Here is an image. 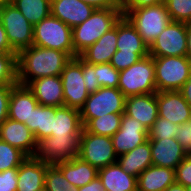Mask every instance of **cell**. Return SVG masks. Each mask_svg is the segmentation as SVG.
<instances>
[{
	"label": "cell",
	"mask_w": 191,
	"mask_h": 191,
	"mask_svg": "<svg viewBox=\"0 0 191 191\" xmlns=\"http://www.w3.org/2000/svg\"><path fill=\"white\" fill-rule=\"evenodd\" d=\"M63 176L75 187H81L98 177V169L80 157L55 164Z\"/></svg>",
	"instance_id": "cell-26"
},
{
	"label": "cell",
	"mask_w": 191,
	"mask_h": 191,
	"mask_svg": "<svg viewBox=\"0 0 191 191\" xmlns=\"http://www.w3.org/2000/svg\"><path fill=\"white\" fill-rule=\"evenodd\" d=\"M7 52H15V51L11 48L7 40L6 31L3 25L0 23V53H7Z\"/></svg>",
	"instance_id": "cell-47"
},
{
	"label": "cell",
	"mask_w": 191,
	"mask_h": 191,
	"mask_svg": "<svg viewBox=\"0 0 191 191\" xmlns=\"http://www.w3.org/2000/svg\"><path fill=\"white\" fill-rule=\"evenodd\" d=\"M54 106H42L38 104L30 116V122L27 124L33 132L36 142L50 137L53 130Z\"/></svg>",
	"instance_id": "cell-29"
},
{
	"label": "cell",
	"mask_w": 191,
	"mask_h": 191,
	"mask_svg": "<svg viewBox=\"0 0 191 191\" xmlns=\"http://www.w3.org/2000/svg\"><path fill=\"white\" fill-rule=\"evenodd\" d=\"M117 51V23L103 34L92 46L84 50L79 57L89 64L109 63Z\"/></svg>",
	"instance_id": "cell-23"
},
{
	"label": "cell",
	"mask_w": 191,
	"mask_h": 191,
	"mask_svg": "<svg viewBox=\"0 0 191 191\" xmlns=\"http://www.w3.org/2000/svg\"><path fill=\"white\" fill-rule=\"evenodd\" d=\"M186 57L191 61V23H187V51Z\"/></svg>",
	"instance_id": "cell-49"
},
{
	"label": "cell",
	"mask_w": 191,
	"mask_h": 191,
	"mask_svg": "<svg viewBox=\"0 0 191 191\" xmlns=\"http://www.w3.org/2000/svg\"><path fill=\"white\" fill-rule=\"evenodd\" d=\"M27 87L42 106H64L63 85L60 75L32 80Z\"/></svg>",
	"instance_id": "cell-17"
},
{
	"label": "cell",
	"mask_w": 191,
	"mask_h": 191,
	"mask_svg": "<svg viewBox=\"0 0 191 191\" xmlns=\"http://www.w3.org/2000/svg\"><path fill=\"white\" fill-rule=\"evenodd\" d=\"M45 188L48 191H78L55 165H49L46 169Z\"/></svg>",
	"instance_id": "cell-34"
},
{
	"label": "cell",
	"mask_w": 191,
	"mask_h": 191,
	"mask_svg": "<svg viewBox=\"0 0 191 191\" xmlns=\"http://www.w3.org/2000/svg\"><path fill=\"white\" fill-rule=\"evenodd\" d=\"M64 106L81 110L89 96L83 79V60L76 56L66 64L60 74Z\"/></svg>",
	"instance_id": "cell-10"
},
{
	"label": "cell",
	"mask_w": 191,
	"mask_h": 191,
	"mask_svg": "<svg viewBox=\"0 0 191 191\" xmlns=\"http://www.w3.org/2000/svg\"><path fill=\"white\" fill-rule=\"evenodd\" d=\"M165 191H186V187L175 182L174 184L170 185Z\"/></svg>",
	"instance_id": "cell-50"
},
{
	"label": "cell",
	"mask_w": 191,
	"mask_h": 191,
	"mask_svg": "<svg viewBox=\"0 0 191 191\" xmlns=\"http://www.w3.org/2000/svg\"><path fill=\"white\" fill-rule=\"evenodd\" d=\"M0 140L20 149L28 157H34L37 150V142L29 127L10 118L0 125Z\"/></svg>",
	"instance_id": "cell-14"
},
{
	"label": "cell",
	"mask_w": 191,
	"mask_h": 191,
	"mask_svg": "<svg viewBox=\"0 0 191 191\" xmlns=\"http://www.w3.org/2000/svg\"><path fill=\"white\" fill-rule=\"evenodd\" d=\"M176 183L185 187L191 185V154L187 155L175 169Z\"/></svg>",
	"instance_id": "cell-39"
},
{
	"label": "cell",
	"mask_w": 191,
	"mask_h": 191,
	"mask_svg": "<svg viewBox=\"0 0 191 191\" xmlns=\"http://www.w3.org/2000/svg\"><path fill=\"white\" fill-rule=\"evenodd\" d=\"M39 191H48V190L44 187V188H42V189L39 190Z\"/></svg>",
	"instance_id": "cell-54"
},
{
	"label": "cell",
	"mask_w": 191,
	"mask_h": 191,
	"mask_svg": "<svg viewBox=\"0 0 191 191\" xmlns=\"http://www.w3.org/2000/svg\"><path fill=\"white\" fill-rule=\"evenodd\" d=\"M158 117L180 125L191 121V108L179 91L157 92Z\"/></svg>",
	"instance_id": "cell-15"
},
{
	"label": "cell",
	"mask_w": 191,
	"mask_h": 191,
	"mask_svg": "<svg viewBox=\"0 0 191 191\" xmlns=\"http://www.w3.org/2000/svg\"><path fill=\"white\" fill-rule=\"evenodd\" d=\"M186 191H191V185L186 187Z\"/></svg>",
	"instance_id": "cell-53"
},
{
	"label": "cell",
	"mask_w": 191,
	"mask_h": 191,
	"mask_svg": "<svg viewBox=\"0 0 191 191\" xmlns=\"http://www.w3.org/2000/svg\"><path fill=\"white\" fill-rule=\"evenodd\" d=\"M12 4L33 26L51 14V0H12Z\"/></svg>",
	"instance_id": "cell-30"
},
{
	"label": "cell",
	"mask_w": 191,
	"mask_h": 191,
	"mask_svg": "<svg viewBox=\"0 0 191 191\" xmlns=\"http://www.w3.org/2000/svg\"><path fill=\"white\" fill-rule=\"evenodd\" d=\"M94 10L93 6L80 0H51V15L71 28L83 23Z\"/></svg>",
	"instance_id": "cell-20"
},
{
	"label": "cell",
	"mask_w": 191,
	"mask_h": 191,
	"mask_svg": "<svg viewBox=\"0 0 191 191\" xmlns=\"http://www.w3.org/2000/svg\"><path fill=\"white\" fill-rule=\"evenodd\" d=\"M95 71L100 87L118 88L119 71L110 63L95 64Z\"/></svg>",
	"instance_id": "cell-37"
},
{
	"label": "cell",
	"mask_w": 191,
	"mask_h": 191,
	"mask_svg": "<svg viewBox=\"0 0 191 191\" xmlns=\"http://www.w3.org/2000/svg\"><path fill=\"white\" fill-rule=\"evenodd\" d=\"M78 191H105V188L100 178L96 177L88 184L78 187Z\"/></svg>",
	"instance_id": "cell-46"
},
{
	"label": "cell",
	"mask_w": 191,
	"mask_h": 191,
	"mask_svg": "<svg viewBox=\"0 0 191 191\" xmlns=\"http://www.w3.org/2000/svg\"><path fill=\"white\" fill-rule=\"evenodd\" d=\"M175 139L181 144L187 155L191 154V121L178 125Z\"/></svg>",
	"instance_id": "cell-42"
},
{
	"label": "cell",
	"mask_w": 191,
	"mask_h": 191,
	"mask_svg": "<svg viewBox=\"0 0 191 191\" xmlns=\"http://www.w3.org/2000/svg\"><path fill=\"white\" fill-rule=\"evenodd\" d=\"M171 21L191 23V0L164 1Z\"/></svg>",
	"instance_id": "cell-35"
},
{
	"label": "cell",
	"mask_w": 191,
	"mask_h": 191,
	"mask_svg": "<svg viewBox=\"0 0 191 191\" xmlns=\"http://www.w3.org/2000/svg\"><path fill=\"white\" fill-rule=\"evenodd\" d=\"M117 163L128 174L138 177L152 164L150 141L135 147L131 151L119 155Z\"/></svg>",
	"instance_id": "cell-28"
},
{
	"label": "cell",
	"mask_w": 191,
	"mask_h": 191,
	"mask_svg": "<svg viewBox=\"0 0 191 191\" xmlns=\"http://www.w3.org/2000/svg\"><path fill=\"white\" fill-rule=\"evenodd\" d=\"M175 182L174 169L151 165L137 177V191H165Z\"/></svg>",
	"instance_id": "cell-24"
},
{
	"label": "cell",
	"mask_w": 191,
	"mask_h": 191,
	"mask_svg": "<svg viewBox=\"0 0 191 191\" xmlns=\"http://www.w3.org/2000/svg\"><path fill=\"white\" fill-rule=\"evenodd\" d=\"M78 157L97 169L116 163L118 158L111 137L90 133L84 127L79 138Z\"/></svg>",
	"instance_id": "cell-8"
},
{
	"label": "cell",
	"mask_w": 191,
	"mask_h": 191,
	"mask_svg": "<svg viewBox=\"0 0 191 191\" xmlns=\"http://www.w3.org/2000/svg\"><path fill=\"white\" fill-rule=\"evenodd\" d=\"M187 23L170 21L149 46L152 57L186 56Z\"/></svg>",
	"instance_id": "cell-11"
},
{
	"label": "cell",
	"mask_w": 191,
	"mask_h": 191,
	"mask_svg": "<svg viewBox=\"0 0 191 191\" xmlns=\"http://www.w3.org/2000/svg\"><path fill=\"white\" fill-rule=\"evenodd\" d=\"M9 3H12V0H0V9Z\"/></svg>",
	"instance_id": "cell-51"
},
{
	"label": "cell",
	"mask_w": 191,
	"mask_h": 191,
	"mask_svg": "<svg viewBox=\"0 0 191 191\" xmlns=\"http://www.w3.org/2000/svg\"><path fill=\"white\" fill-rule=\"evenodd\" d=\"M48 166L35 157H27L18 167L17 191H39L44 188Z\"/></svg>",
	"instance_id": "cell-21"
},
{
	"label": "cell",
	"mask_w": 191,
	"mask_h": 191,
	"mask_svg": "<svg viewBox=\"0 0 191 191\" xmlns=\"http://www.w3.org/2000/svg\"><path fill=\"white\" fill-rule=\"evenodd\" d=\"M111 139L119 156L148 141V130L141 122L123 113L121 126Z\"/></svg>",
	"instance_id": "cell-13"
},
{
	"label": "cell",
	"mask_w": 191,
	"mask_h": 191,
	"mask_svg": "<svg viewBox=\"0 0 191 191\" xmlns=\"http://www.w3.org/2000/svg\"><path fill=\"white\" fill-rule=\"evenodd\" d=\"M178 125L170 120L157 117V120L148 129V139L175 138Z\"/></svg>",
	"instance_id": "cell-36"
},
{
	"label": "cell",
	"mask_w": 191,
	"mask_h": 191,
	"mask_svg": "<svg viewBox=\"0 0 191 191\" xmlns=\"http://www.w3.org/2000/svg\"><path fill=\"white\" fill-rule=\"evenodd\" d=\"M38 104L33 92L27 86L17 83L11 89L8 118L27 125Z\"/></svg>",
	"instance_id": "cell-19"
},
{
	"label": "cell",
	"mask_w": 191,
	"mask_h": 191,
	"mask_svg": "<svg viewBox=\"0 0 191 191\" xmlns=\"http://www.w3.org/2000/svg\"><path fill=\"white\" fill-rule=\"evenodd\" d=\"M117 50L119 54H149V46L125 16L117 22Z\"/></svg>",
	"instance_id": "cell-22"
},
{
	"label": "cell",
	"mask_w": 191,
	"mask_h": 191,
	"mask_svg": "<svg viewBox=\"0 0 191 191\" xmlns=\"http://www.w3.org/2000/svg\"><path fill=\"white\" fill-rule=\"evenodd\" d=\"M14 85H0V125L8 118L11 89Z\"/></svg>",
	"instance_id": "cell-43"
},
{
	"label": "cell",
	"mask_w": 191,
	"mask_h": 191,
	"mask_svg": "<svg viewBox=\"0 0 191 191\" xmlns=\"http://www.w3.org/2000/svg\"><path fill=\"white\" fill-rule=\"evenodd\" d=\"M126 97L118 88L100 87L89 94L83 108L80 110L83 127L91 120L108 113H125Z\"/></svg>",
	"instance_id": "cell-7"
},
{
	"label": "cell",
	"mask_w": 191,
	"mask_h": 191,
	"mask_svg": "<svg viewBox=\"0 0 191 191\" xmlns=\"http://www.w3.org/2000/svg\"><path fill=\"white\" fill-rule=\"evenodd\" d=\"M163 0H127L122 5V10H132L163 3Z\"/></svg>",
	"instance_id": "cell-45"
},
{
	"label": "cell",
	"mask_w": 191,
	"mask_h": 191,
	"mask_svg": "<svg viewBox=\"0 0 191 191\" xmlns=\"http://www.w3.org/2000/svg\"><path fill=\"white\" fill-rule=\"evenodd\" d=\"M150 141L152 164L176 169L187 156L175 138L148 139Z\"/></svg>",
	"instance_id": "cell-16"
},
{
	"label": "cell",
	"mask_w": 191,
	"mask_h": 191,
	"mask_svg": "<svg viewBox=\"0 0 191 191\" xmlns=\"http://www.w3.org/2000/svg\"><path fill=\"white\" fill-rule=\"evenodd\" d=\"M27 157L20 149L0 140V172L10 168H18Z\"/></svg>",
	"instance_id": "cell-32"
},
{
	"label": "cell",
	"mask_w": 191,
	"mask_h": 191,
	"mask_svg": "<svg viewBox=\"0 0 191 191\" xmlns=\"http://www.w3.org/2000/svg\"><path fill=\"white\" fill-rule=\"evenodd\" d=\"M80 136H50L37 143L34 157L43 163L55 165L78 156Z\"/></svg>",
	"instance_id": "cell-12"
},
{
	"label": "cell",
	"mask_w": 191,
	"mask_h": 191,
	"mask_svg": "<svg viewBox=\"0 0 191 191\" xmlns=\"http://www.w3.org/2000/svg\"><path fill=\"white\" fill-rule=\"evenodd\" d=\"M123 16L122 9H95L83 23L72 28L75 57L110 31Z\"/></svg>",
	"instance_id": "cell-2"
},
{
	"label": "cell",
	"mask_w": 191,
	"mask_h": 191,
	"mask_svg": "<svg viewBox=\"0 0 191 191\" xmlns=\"http://www.w3.org/2000/svg\"><path fill=\"white\" fill-rule=\"evenodd\" d=\"M122 114H107L91 119L84 128L93 134L112 137L120 128Z\"/></svg>",
	"instance_id": "cell-31"
},
{
	"label": "cell",
	"mask_w": 191,
	"mask_h": 191,
	"mask_svg": "<svg viewBox=\"0 0 191 191\" xmlns=\"http://www.w3.org/2000/svg\"><path fill=\"white\" fill-rule=\"evenodd\" d=\"M118 89L126 98L156 93L153 57L148 55L129 68L120 71Z\"/></svg>",
	"instance_id": "cell-4"
},
{
	"label": "cell",
	"mask_w": 191,
	"mask_h": 191,
	"mask_svg": "<svg viewBox=\"0 0 191 191\" xmlns=\"http://www.w3.org/2000/svg\"><path fill=\"white\" fill-rule=\"evenodd\" d=\"M0 23L3 25L11 48L18 54L33 45L34 26L12 4L0 9Z\"/></svg>",
	"instance_id": "cell-9"
},
{
	"label": "cell",
	"mask_w": 191,
	"mask_h": 191,
	"mask_svg": "<svg viewBox=\"0 0 191 191\" xmlns=\"http://www.w3.org/2000/svg\"><path fill=\"white\" fill-rule=\"evenodd\" d=\"M71 56L60 50L32 45L17 54V82L27 86L32 80L59 76Z\"/></svg>",
	"instance_id": "cell-1"
},
{
	"label": "cell",
	"mask_w": 191,
	"mask_h": 191,
	"mask_svg": "<svg viewBox=\"0 0 191 191\" xmlns=\"http://www.w3.org/2000/svg\"><path fill=\"white\" fill-rule=\"evenodd\" d=\"M125 114L141 122L148 130L158 117L157 92L127 97Z\"/></svg>",
	"instance_id": "cell-18"
},
{
	"label": "cell",
	"mask_w": 191,
	"mask_h": 191,
	"mask_svg": "<svg viewBox=\"0 0 191 191\" xmlns=\"http://www.w3.org/2000/svg\"><path fill=\"white\" fill-rule=\"evenodd\" d=\"M157 92L179 91L191 74L186 56L153 57Z\"/></svg>",
	"instance_id": "cell-6"
},
{
	"label": "cell",
	"mask_w": 191,
	"mask_h": 191,
	"mask_svg": "<svg viewBox=\"0 0 191 191\" xmlns=\"http://www.w3.org/2000/svg\"><path fill=\"white\" fill-rule=\"evenodd\" d=\"M33 45L68 53L72 58V28L51 14L33 28Z\"/></svg>",
	"instance_id": "cell-5"
},
{
	"label": "cell",
	"mask_w": 191,
	"mask_h": 191,
	"mask_svg": "<svg viewBox=\"0 0 191 191\" xmlns=\"http://www.w3.org/2000/svg\"><path fill=\"white\" fill-rule=\"evenodd\" d=\"M93 6L95 9H122L118 0H80Z\"/></svg>",
	"instance_id": "cell-44"
},
{
	"label": "cell",
	"mask_w": 191,
	"mask_h": 191,
	"mask_svg": "<svg viewBox=\"0 0 191 191\" xmlns=\"http://www.w3.org/2000/svg\"><path fill=\"white\" fill-rule=\"evenodd\" d=\"M148 55L149 54H119V50H117L109 63L120 72Z\"/></svg>",
	"instance_id": "cell-38"
},
{
	"label": "cell",
	"mask_w": 191,
	"mask_h": 191,
	"mask_svg": "<svg viewBox=\"0 0 191 191\" xmlns=\"http://www.w3.org/2000/svg\"><path fill=\"white\" fill-rule=\"evenodd\" d=\"M82 129L83 125L79 110L66 106L55 107L51 136H80Z\"/></svg>",
	"instance_id": "cell-25"
},
{
	"label": "cell",
	"mask_w": 191,
	"mask_h": 191,
	"mask_svg": "<svg viewBox=\"0 0 191 191\" xmlns=\"http://www.w3.org/2000/svg\"><path fill=\"white\" fill-rule=\"evenodd\" d=\"M179 92L191 108V74L185 84L180 88Z\"/></svg>",
	"instance_id": "cell-48"
},
{
	"label": "cell",
	"mask_w": 191,
	"mask_h": 191,
	"mask_svg": "<svg viewBox=\"0 0 191 191\" xmlns=\"http://www.w3.org/2000/svg\"><path fill=\"white\" fill-rule=\"evenodd\" d=\"M83 79L89 94L96 92L100 88L97 81L95 64L83 61Z\"/></svg>",
	"instance_id": "cell-41"
},
{
	"label": "cell",
	"mask_w": 191,
	"mask_h": 191,
	"mask_svg": "<svg viewBox=\"0 0 191 191\" xmlns=\"http://www.w3.org/2000/svg\"><path fill=\"white\" fill-rule=\"evenodd\" d=\"M105 191H137V177L126 173L116 162L98 169Z\"/></svg>",
	"instance_id": "cell-27"
},
{
	"label": "cell",
	"mask_w": 191,
	"mask_h": 191,
	"mask_svg": "<svg viewBox=\"0 0 191 191\" xmlns=\"http://www.w3.org/2000/svg\"><path fill=\"white\" fill-rule=\"evenodd\" d=\"M122 5L127 1V0H118Z\"/></svg>",
	"instance_id": "cell-52"
},
{
	"label": "cell",
	"mask_w": 191,
	"mask_h": 191,
	"mask_svg": "<svg viewBox=\"0 0 191 191\" xmlns=\"http://www.w3.org/2000/svg\"><path fill=\"white\" fill-rule=\"evenodd\" d=\"M122 13L148 46L152 44L171 21L164 2L148 7L122 10Z\"/></svg>",
	"instance_id": "cell-3"
},
{
	"label": "cell",
	"mask_w": 191,
	"mask_h": 191,
	"mask_svg": "<svg viewBox=\"0 0 191 191\" xmlns=\"http://www.w3.org/2000/svg\"><path fill=\"white\" fill-rule=\"evenodd\" d=\"M17 83V53H0V85Z\"/></svg>",
	"instance_id": "cell-33"
},
{
	"label": "cell",
	"mask_w": 191,
	"mask_h": 191,
	"mask_svg": "<svg viewBox=\"0 0 191 191\" xmlns=\"http://www.w3.org/2000/svg\"><path fill=\"white\" fill-rule=\"evenodd\" d=\"M18 168L0 172V191H17Z\"/></svg>",
	"instance_id": "cell-40"
}]
</instances>
